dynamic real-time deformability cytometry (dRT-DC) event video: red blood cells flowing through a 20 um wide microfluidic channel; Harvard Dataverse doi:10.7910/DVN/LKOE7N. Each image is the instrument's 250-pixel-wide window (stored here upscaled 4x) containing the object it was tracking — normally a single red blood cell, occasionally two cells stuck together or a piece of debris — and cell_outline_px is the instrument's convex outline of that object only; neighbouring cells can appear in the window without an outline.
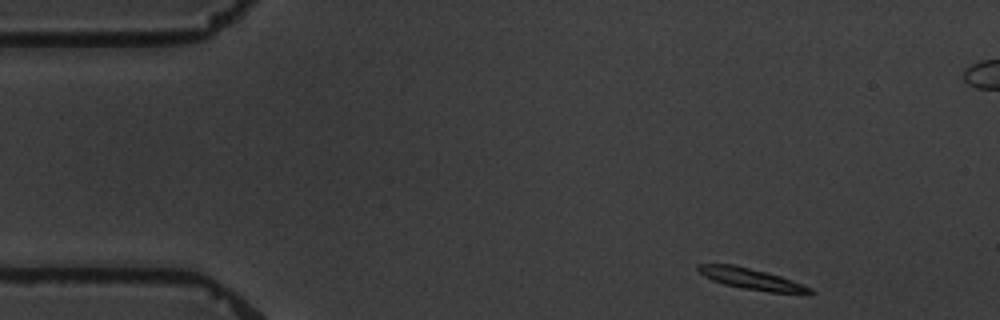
{"species": "common noctule bat (a hibernating species)", "species_latin": "Nyctalus noctula", "temperature_condition": "warm", "stored_images_in_passage": 5, "camera_frame_rate_fps": 3000, "um_per_image_px": 0.085, "animal": {"sex": "male", "body_mass_g": 19.5, "forearm_length_mm": 54.6}, "frame": {"image": 1, "passage_image": 1, "time_ms": 0.0, "image_size_px": [1000, 320], "cell_outline_px": [[816, 292], [768, 292], [740, 288], [724, 284], [712, 280], [704, 276], [696, 268], [696, 264], [732, 264], [780, 276], [792, 280], [812, 288]], "centroid_in_image_um": [63.79, 23.7], "position_along_channel_um": 21.2, "area_um2": 13.41}}